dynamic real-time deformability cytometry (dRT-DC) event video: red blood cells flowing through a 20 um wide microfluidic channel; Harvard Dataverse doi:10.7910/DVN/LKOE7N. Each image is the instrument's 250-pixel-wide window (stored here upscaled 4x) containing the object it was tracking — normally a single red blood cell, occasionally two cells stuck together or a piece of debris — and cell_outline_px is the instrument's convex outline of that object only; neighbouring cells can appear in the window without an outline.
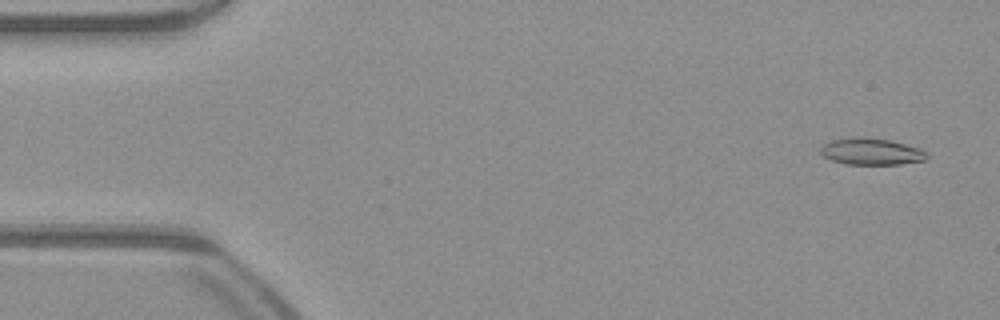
{"species": "common noctule bat (a hibernating species)", "species_latin": "Nyctalus noctula", "temperature_condition": "warm", "stored_images_in_passage": 51, "camera_frame_rate_fps": 3000, "um_per_image_px": 0.085, "animal": {"sex": "male", "body_mass_g": 23.1, "forearm_length_mm": 52.7}, "frame": {"image": 1, "passage_image": 3, "time_ms": 0.667, "image_size_px": [1000, 320], "cell_outline_px": [[928, 156], [924, 160], [900, 164], [848, 164], [832, 160], [824, 156], [820, 152], [820, 148], [824, 144], [832, 140], [848, 136], [860, 136], [888, 140], [920, 148], [928, 152]], "centroid_in_image_um": [74.05, 12.86], "position_along_channel_um": 11.0, "area_um2": 16.53}}
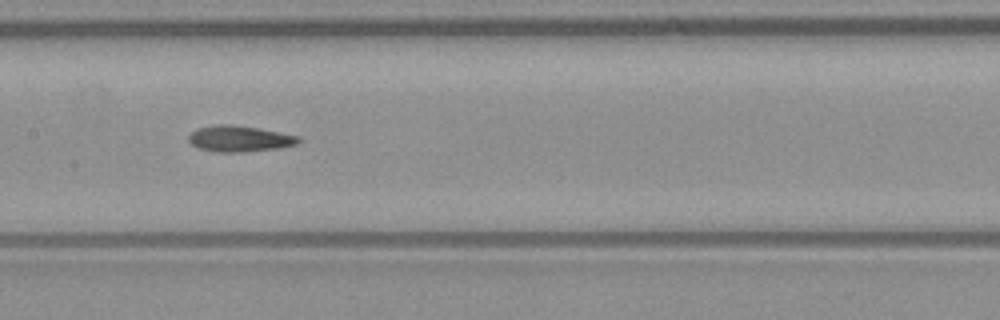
{"frame": {"image": 2, "passage_image": 25, "time_ms": 8.0, "image_size_px": [1000, 320], "cell_outline_px": [[300, 140], [296, 144], [280, 148], [240, 152], [216, 152], [200, 148], [192, 144], [188, 140], [188, 136], [196, 128], [216, 124], [232, 124], [260, 128], [300, 136]], "centroid_in_image_um": [20.36, 11.77], "position_along_channel_um": 187.0, "area_um2": 16.76}}
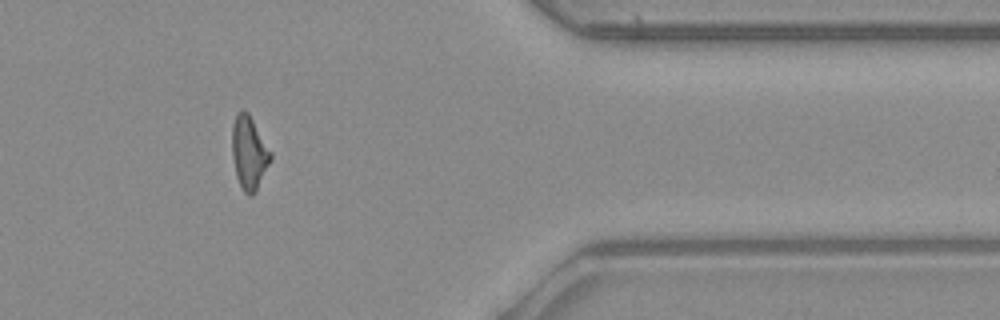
{"frame": {"image": 3, "passage_image": 42, "time_ms": 13.667, "image_size_px": [1000, 320], "cell_outline_px": [[272, 160], [256, 192], [252, 196], [248, 196], [244, 192], [236, 176], [232, 156], [232, 128], [236, 112], [244, 108], [248, 112], [272, 152]], "centroid_in_image_um": [21.18, 12.99], "position_along_channel_um": 390.2, "area_um2": 16.76}, "authors_computed_cell_mechanics": {"area_um2": 16.5308, "velocity_mm_per_s": 4.0561, "shape_relaxation_time_tau1_ms": null, "shape_relaxation_time_tau2_ms": 4.8115, "deformation_change_tau1": null, "deformation_change_tau2": 0.1395}}